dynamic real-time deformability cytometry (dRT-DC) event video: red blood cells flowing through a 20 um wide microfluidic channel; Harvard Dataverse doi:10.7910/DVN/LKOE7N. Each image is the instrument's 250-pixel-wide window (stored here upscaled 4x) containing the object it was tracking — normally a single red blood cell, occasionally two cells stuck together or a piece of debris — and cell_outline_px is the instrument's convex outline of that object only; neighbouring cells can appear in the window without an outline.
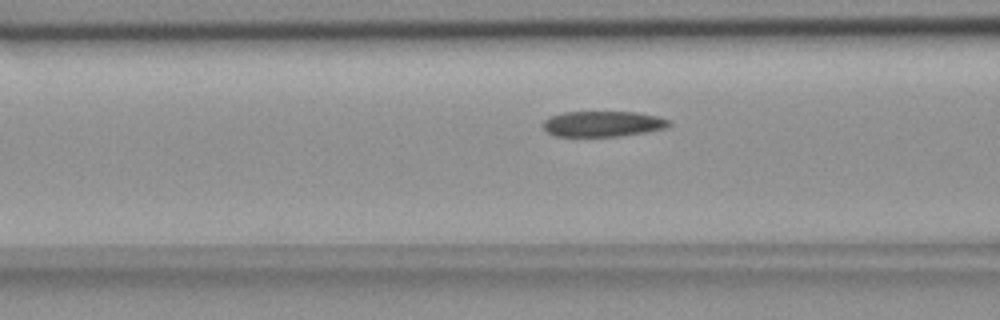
{"species": "common noctule bat (a hibernating species)", "species_latin": "Nyctalus noctula", "temperature_condition": "room temperature", "stored_images_in_passage": 42, "camera_frame_rate_fps": 3000, "um_per_image_px": 0.085, "animal": {"sex": "female", "body_mass_g": 18.4}, "frame": {"image": 1, "passage_image": 8, "time_ms": 2.333, "image_size_px": [1000, 320], "cell_outline_px": [[672, 124], [668, 128], [620, 136], [556, 136], [548, 132], [544, 128], [544, 120], [552, 116], [564, 112], [636, 112], [660, 116], [672, 120]], "centroid_in_image_um": [51.33, 10.52], "position_along_channel_um": 115.3, "area_um2": 18.84}}
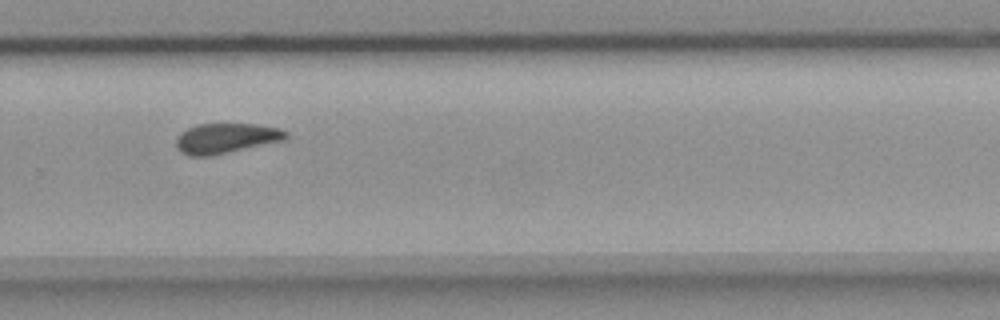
{"frame": {"image": 2, "passage_image": 24, "time_ms": 7.667, "image_size_px": [1000, 320], "cell_outline_px": [[288, 136], [284, 140], [208, 156], [192, 156], [180, 152], [176, 148], [176, 140], [180, 132], [196, 124], [256, 124], [280, 128], [288, 132]], "centroid_in_image_um": [19.19, 11.74], "position_along_channel_um": 310.6, "area_um2": 19.13}}
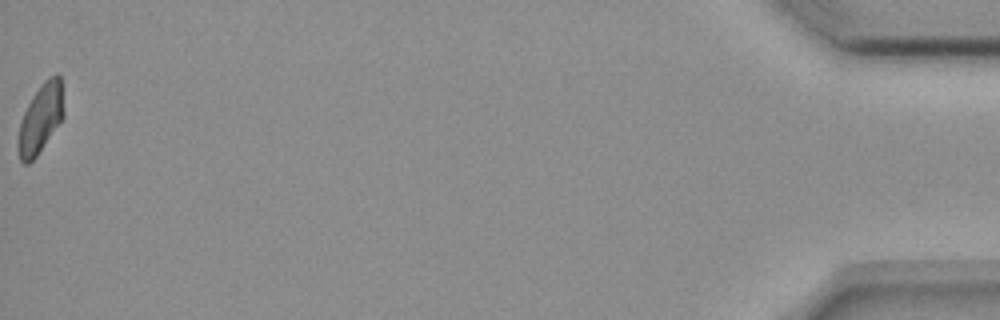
{"frame": {"image": 3, "passage_image": 42, "time_ms": 13.667, "image_size_px": [1000, 320], "cell_outline_px": [[64, 116], [36, 156], [28, 164], [24, 164], [20, 160], [16, 148], [16, 144], [20, 120], [32, 96], [40, 84], [48, 76], [56, 72], [60, 72], [64, 112]], "centroid_in_image_um": [3.43, 10.04], "position_along_channel_um": 431.8, "area_um2": 18.61}, "authors_computed_cell_mechanics": {"area_um2": 19.5942, "velocity_mm_per_s": 3.669, "shape_relaxation_time_tau1_ms": null, "shape_relaxation_time_tau2_ms": 5.1636, "deformation_change_tau1": null, "deformation_change_tau2": 0.1067}}